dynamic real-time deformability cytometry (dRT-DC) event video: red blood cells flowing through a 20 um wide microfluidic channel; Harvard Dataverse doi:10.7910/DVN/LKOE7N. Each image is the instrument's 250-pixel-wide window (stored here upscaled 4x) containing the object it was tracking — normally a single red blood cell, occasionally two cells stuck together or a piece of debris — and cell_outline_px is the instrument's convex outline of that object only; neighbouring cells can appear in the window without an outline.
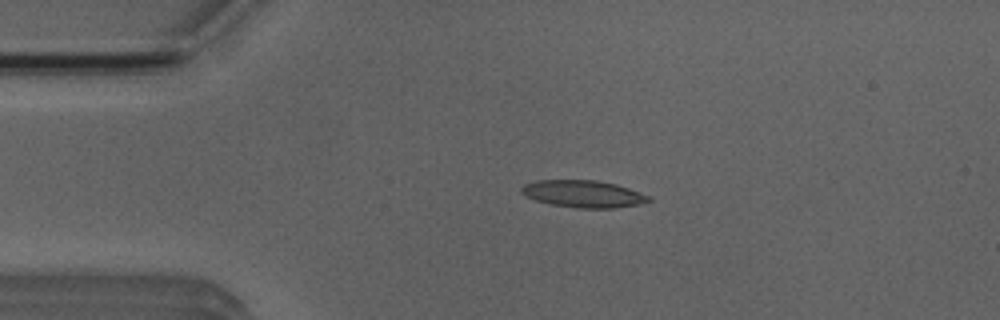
{"species": "Egyptian fruit bat (a non-hibernating species)", "species_latin": "Rousettus aegyptiacus", "temperature_condition": "room temperature", "stored_images_in_passage": 4, "camera_frame_rate_fps": 3000, "um_per_image_px": 0.085, "animal": {"sex": "male"}, "frame": {"image": 1, "passage_image": 3, "time_ms": 2.333, "image_size_px": [1000, 320], "cell_outline_px": [[652, 200], [640, 204], [612, 208], [576, 208], [552, 204], [536, 200], [524, 196], [520, 192], [520, 188], [524, 184], [536, 180], [596, 180], [616, 184], [628, 188], [648, 196]], "centroid_in_image_um": [49.53, 16.47], "position_along_channel_um": 35.5, "area_um2": 20.06}}